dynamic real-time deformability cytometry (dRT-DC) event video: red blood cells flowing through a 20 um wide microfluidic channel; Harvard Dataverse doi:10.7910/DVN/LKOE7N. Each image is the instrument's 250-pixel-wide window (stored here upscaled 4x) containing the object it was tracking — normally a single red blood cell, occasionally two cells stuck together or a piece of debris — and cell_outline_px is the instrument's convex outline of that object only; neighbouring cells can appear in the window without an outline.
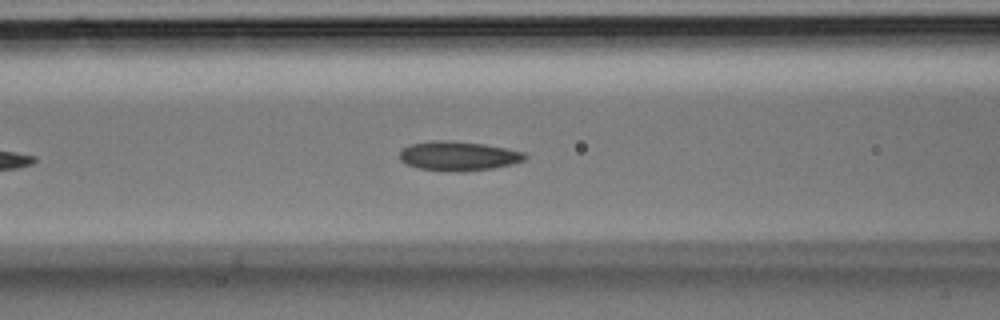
{"species": "Egyptian fruit bat (a non-hibernating species)", "species_latin": "Rousettus aegyptiacus", "temperature_condition": "room temperature", "stored_images_in_passage": 28, "camera_frame_rate_fps": 3000, "um_per_image_px": 0.085, "animal": {"sex": "male"}, "frame": {"image": 1, "passage_image": 8, "time_ms": 2.333, "image_size_px": [1000, 320], "cell_outline_px": [[528, 156], [524, 160], [512, 164], [492, 168], [460, 172], [448, 172], [420, 168], [408, 164], [400, 160], [400, 152], [408, 144], [432, 140], [448, 140], [484, 144], [524, 152]], "centroid_in_image_um": [38.95, 13.25], "position_along_channel_um": 127.7, "area_um2": 21.44}}
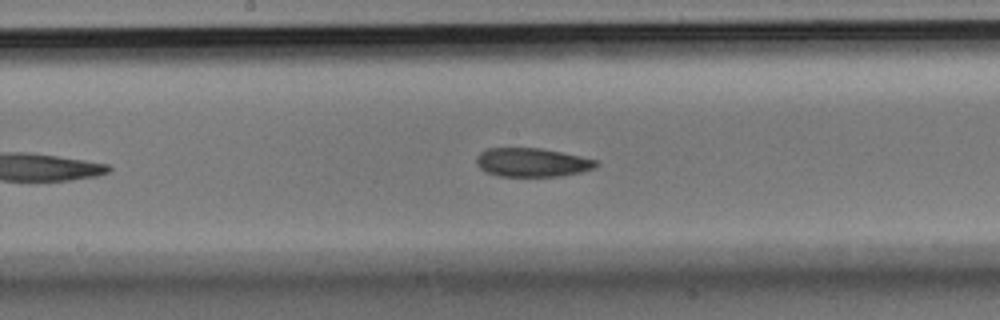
{"frame": {"image": 2, "passage_image": 12, "time_ms": 3.667, "image_size_px": [1000, 320], "cell_outline_px": [[600, 164], [596, 168], [580, 172], [560, 176], [500, 176], [484, 172], [476, 164], [476, 156], [480, 152], [488, 148], [540, 148], [580, 156], [596, 160]], "centroid_in_image_um": [45.21, 13.81], "position_along_channel_um": 203.0, "area_um2": 20.11}}
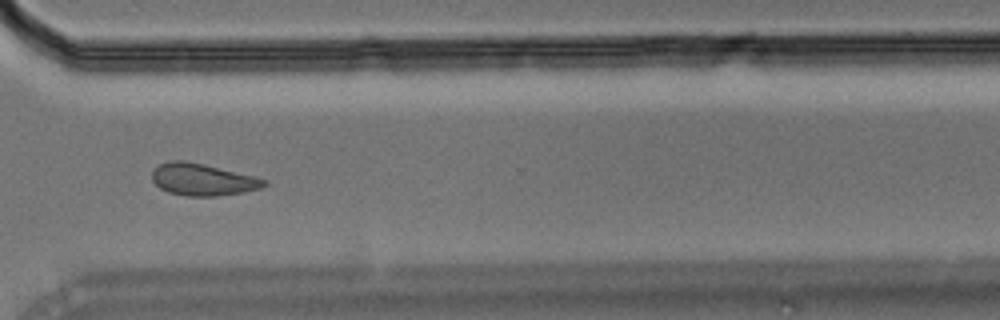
{"frame": {"image": 3, "passage_image": 20, "time_ms": 6.333, "image_size_px": [1000, 320], "cell_outline_px": [[268, 184], [260, 188], [244, 192], [220, 196], [188, 196], [168, 192], [160, 188], [152, 180], [152, 172], [160, 164], [168, 160], [184, 160], [204, 164], [268, 180]], "centroid_in_image_um": [17.22, 15.26], "position_along_channel_um": 353.4, "area_um2": 20.81}}